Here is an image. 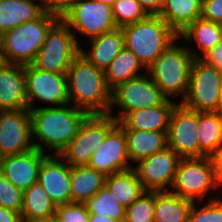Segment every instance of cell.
Listing matches in <instances>:
<instances>
[{"label":"cell","instance_id":"cell-14","mask_svg":"<svg viewBox=\"0 0 222 222\" xmlns=\"http://www.w3.org/2000/svg\"><path fill=\"white\" fill-rule=\"evenodd\" d=\"M198 111L176 104L167 131V147L181 158L199 157L197 138Z\"/></svg>","mask_w":222,"mask_h":222},{"label":"cell","instance_id":"cell-42","mask_svg":"<svg viewBox=\"0 0 222 222\" xmlns=\"http://www.w3.org/2000/svg\"><path fill=\"white\" fill-rule=\"evenodd\" d=\"M0 222H22L21 213L0 205Z\"/></svg>","mask_w":222,"mask_h":222},{"label":"cell","instance_id":"cell-8","mask_svg":"<svg viewBox=\"0 0 222 222\" xmlns=\"http://www.w3.org/2000/svg\"><path fill=\"white\" fill-rule=\"evenodd\" d=\"M221 71L205 59H194L186 97L180 103L198 112L216 111L219 100Z\"/></svg>","mask_w":222,"mask_h":222},{"label":"cell","instance_id":"cell-3","mask_svg":"<svg viewBox=\"0 0 222 222\" xmlns=\"http://www.w3.org/2000/svg\"><path fill=\"white\" fill-rule=\"evenodd\" d=\"M60 16L45 10L39 17L0 35V61L20 65L32 64L47 32Z\"/></svg>","mask_w":222,"mask_h":222},{"label":"cell","instance_id":"cell-13","mask_svg":"<svg viewBox=\"0 0 222 222\" xmlns=\"http://www.w3.org/2000/svg\"><path fill=\"white\" fill-rule=\"evenodd\" d=\"M24 74L29 110L36 108L33 106L36 99L57 107L69 104L66 74L43 71L33 64L24 65Z\"/></svg>","mask_w":222,"mask_h":222},{"label":"cell","instance_id":"cell-7","mask_svg":"<svg viewBox=\"0 0 222 222\" xmlns=\"http://www.w3.org/2000/svg\"><path fill=\"white\" fill-rule=\"evenodd\" d=\"M117 124L112 114L88 115L60 157L70 166L88 165L93 153Z\"/></svg>","mask_w":222,"mask_h":222},{"label":"cell","instance_id":"cell-27","mask_svg":"<svg viewBox=\"0 0 222 222\" xmlns=\"http://www.w3.org/2000/svg\"><path fill=\"white\" fill-rule=\"evenodd\" d=\"M105 186L125 208L146 191L134 168L107 175Z\"/></svg>","mask_w":222,"mask_h":222},{"label":"cell","instance_id":"cell-21","mask_svg":"<svg viewBox=\"0 0 222 222\" xmlns=\"http://www.w3.org/2000/svg\"><path fill=\"white\" fill-rule=\"evenodd\" d=\"M89 52L80 47L79 54L98 69L105 71L112 60L124 47V35L121 28H116L102 35L91 38Z\"/></svg>","mask_w":222,"mask_h":222},{"label":"cell","instance_id":"cell-30","mask_svg":"<svg viewBox=\"0 0 222 222\" xmlns=\"http://www.w3.org/2000/svg\"><path fill=\"white\" fill-rule=\"evenodd\" d=\"M145 68L138 57L130 50L123 47L119 54L112 60L105 70L107 86L113 90L121 83L142 76L139 69Z\"/></svg>","mask_w":222,"mask_h":222},{"label":"cell","instance_id":"cell-47","mask_svg":"<svg viewBox=\"0 0 222 222\" xmlns=\"http://www.w3.org/2000/svg\"><path fill=\"white\" fill-rule=\"evenodd\" d=\"M215 183H216V188L218 185L222 184V168H219L215 172Z\"/></svg>","mask_w":222,"mask_h":222},{"label":"cell","instance_id":"cell-24","mask_svg":"<svg viewBox=\"0 0 222 222\" xmlns=\"http://www.w3.org/2000/svg\"><path fill=\"white\" fill-rule=\"evenodd\" d=\"M107 175L88 165L70 166L72 202L85 203L105 186Z\"/></svg>","mask_w":222,"mask_h":222},{"label":"cell","instance_id":"cell-31","mask_svg":"<svg viewBox=\"0 0 222 222\" xmlns=\"http://www.w3.org/2000/svg\"><path fill=\"white\" fill-rule=\"evenodd\" d=\"M22 219L53 216L57 205L49 198L45 189L36 182L23 191Z\"/></svg>","mask_w":222,"mask_h":222},{"label":"cell","instance_id":"cell-4","mask_svg":"<svg viewBox=\"0 0 222 222\" xmlns=\"http://www.w3.org/2000/svg\"><path fill=\"white\" fill-rule=\"evenodd\" d=\"M121 30L124 35V47L138 57L145 69L179 38L159 15H148L143 20L125 25Z\"/></svg>","mask_w":222,"mask_h":222},{"label":"cell","instance_id":"cell-26","mask_svg":"<svg viewBox=\"0 0 222 222\" xmlns=\"http://www.w3.org/2000/svg\"><path fill=\"white\" fill-rule=\"evenodd\" d=\"M192 201L171 191H155L154 222H188Z\"/></svg>","mask_w":222,"mask_h":222},{"label":"cell","instance_id":"cell-2","mask_svg":"<svg viewBox=\"0 0 222 222\" xmlns=\"http://www.w3.org/2000/svg\"><path fill=\"white\" fill-rule=\"evenodd\" d=\"M29 112L31 135L53 149L55 155H60L69 145L89 115L81 109L66 105L35 108Z\"/></svg>","mask_w":222,"mask_h":222},{"label":"cell","instance_id":"cell-25","mask_svg":"<svg viewBox=\"0 0 222 222\" xmlns=\"http://www.w3.org/2000/svg\"><path fill=\"white\" fill-rule=\"evenodd\" d=\"M202 0H164L159 16L177 33L201 17Z\"/></svg>","mask_w":222,"mask_h":222},{"label":"cell","instance_id":"cell-12","mask_svg":"<svg viewBox=\"0 0 222 222\" xmlns=\"http://www.w3.org/2000/svg\"><path fill=\"white\" fill-rule=\"evenodd\" d=\"M28 108L0 111V156H10L37 148L44 152L42 143H32Z\"/></svg>","mask_w":222,"mask_h":222},{"label":"cell","instance_id":"cell-43","mask_svg":"<svg viewBox=\"0 0 222 222\" xmlns=\"http://www.w3.org/2000/svg\"><path fill=\"white\" fill-rule=\"evenodd\" d=\"M215 172L222 168V142L216 147L215 151L209 156Z\"/></svg>","mask_w":222,"mask_h":222},{"label":"cell","instance_id":"cell-39","mask_svg":"<svg viewBox=\"0 0 222 222\" xmlns=\"http://www.w3.org/2000/svg\"><path fill=\"white\" fill-rule=\"evenodd\" d=\"M78 1L79 0H44V4L46 10L61 16Z\"/></svg>","mask_w":222,"mask_h":222},{"label":"cell","instance_id":"cell-34","mask_svg":"<svg viewBox=\"0 0 222 222\" xmlns=\"http://www.w3.org/2000/svg\"><path fill=\"white\" fill-rule=\"evenodd\" d=\"M111 7L118 28L136 23L148 16L136 0H115Z\"/></svg>","mask_w":222,"mask_h":222},{"label":"cell","instance_id":"cell-45","mask_svg":"<svg viewBox=\"0 0 222 222\" xmlns=\"http://www.w3.org/2000/svg\"><path fill=\"white\" fill-rule=\"evenodd\" d=\"M22 222H58L56 215L42 217V218H34V219H22Z\"/></svg>","mask_w":222,"mask_h":222},{"label":"cell","instance_id":"cell-48","mask_svg":"<svg viewBox=\"0 0 222 222\" xmlns=\"http://www.w3.org/2000/svg\"><path fill=\"white\" fill-rule=\"evenodd\" d=\"M104 4H107L109 6H112V4L114 3L115 0H95Z\"/></svg>","mask_w":222,"mask_h":222},{"label":"cell","instance_id":"cell-11","mask_svg":"<svg viewBox=\"0 0 222 222\" xmlns=\"http://www.w3.org/2000/svg\"><path fill=\"white\" fill-rule=\"evenodd\" d=\"M165 100L166 98L161 94L154 81L149 76L142 75L119 84L111 91L109 114L112 112L111 107L118 105L121 114L119 117L113 116L118 122L128 112L155 107L161 105Z\"/></svg>","mask_w":222,"mask_h":222},{"label":"cell","instance_id":"cell-23","mask_svg":"<svg viewBox=\"0 0 222 222\" xmlns=\"http://www.w3.org/2000/svg\"><path fill=\"white\" fill-rule=\"evenodd\" d=\"M130 161L139 162L167 147V132L123 129Z\"/></svg>","mask_w":222,"mask_h":222},{"label":"cell","instance_id":"cell-10","mask_svg":"<svg viewBox=\"0 0 222 222\" xmlns=\"http://www.w3.org/2000/svg\"><path fill=\"white\" fill-rule=\"evenodd\" d=\"M60 18L89 39L117 28L112 7L95 0H79Z\"/></svg>","mask_w":222,"mask_h":222},{"label":"cell","instance_id":"cell-6","mask_svg":"<svg viewBox=\"0 0 222 222\" xmlns=\"http://www.w3.org/2000/svg\"><path fill=\"white\" fill-rule=\"evenodd\" d=\"M79 52L76 36L60 18L47 32L32 64L43 71L67 74L70 64Z\"/></svg>","mask_w":222,"mask_h":222},{"label":"cell","instance_id":"cell-1","mask_svg":"<svg viewBox=\"0 0 222 222\" xmlns=\"http://www.w3.org/2000/svg\"><path fill=\"white\" fill-rule=\"evenodd\" d=\"M69 103L91 114H109L111 89L105 71L98 69L78 54L67 71Z\"/></svg>","mask_w":222,"mask_h":222},{"label":"cell","instance_id":"cell-28","mask_svg":"<svg viewBox=\"0 0 222 222\" xmlns=\"http://www.w3.org/2000/svg\"><path fill=\"white\" fill-rule=\"evenodd\" d=\"M178 36H183L184 41L189 42L194 39L193 41H196L195 43L203 53L201 59H205L221 42L222 25L200 17L189 24Z\"/></svg>","mask_w":222,"mask_h":222},{"label":"cell","instance_id":"cell-35","mask_svg":"<svg viewBox=\"0 0 222 222\" xmlns=\"http://www.w3.org/2000/svg\"><path fill=\"white\" fill-rule=\"evenodd\" d=\"M188 222H222V200L211 199L200 209H197L193 202Z\"/></svg>","mask_w":222,"mask_h":222},{"label":"cell","instance_id":"cell-32","mask_svg":"<svg viewBox=\"0 0 222 222\" xmlns=\"http://www.w3.org/2000/svg\"><path fill=\"white\" fill-rule=\"evenodd\" d=\"M90 215H102L124 222L126 208L104 186L87 202H85Z\"/></svg>","mask_w":222,"mask_h":222},{"label":"cell","instance_id":"cell-15","mask_svg":"<svg viewBox=\"0 0 222 222\" xmlns=\"http://www.w3.org/2000/svg\"><path fill=\"white\" fill-rule=\"evenodd\" d=\"M181 157L172 149L164 150L144 158L134 167L139 181L146 191H168L174 181Z\"/></svg>","mask_w":222,"mask_h":222},{"label":"cell","instance_id":"cell-44","mask_svg":"<svg viewBox=\"0 0 222 222\" xmlns=\"http://www.w3.org/2000/svg\"><path fill=\"white\" fill-rule=\"evenodd\" d=\"M89 222H121L102 215H90Z\"/></svg>","mask_w":222,"mask_h":222},{"label":"cell","instance_id":"cell-29","mask_svg":"<svg viewBox=\"0 0 222 222\" xmlns=\"http://www.w3.org/2000/svg\"><path fill=\"white\" fill-rule=\"evenodd\" d=\"M199 157L210 156L222 142V115L216 111L198 112Z\"/></svg>","mask_w":222,"mask_h":222},{"label":"cell","instance_id":"cell-17","mask_svg":"<svg viewBox=\"0 0 222 222\" xmlns=\"http://www.w3.org/2000/svg\"><path fill=\"white\" fill-rule=\"evenodd\" d=\"M60 155L48 154L41 163L38 182L58 206L72 202L70 165Z\"/></svg>","mask_w":222,"mask_h":222},{"label":"cell","instance_id":"cell-38","mask_svg":"<svg viewBox=\"0 0 222 222\" xmlns=\"http://www.w3.org/2000/svg\"><path fill=\"white\" fill-rule=\"evenodd\" d=\"M201 18L222 25V0H202Z\"/></svg>","mask_w":222,"mask_h":222},{"label":"cell","instance_id":"cell-18","mask_svg":"<svg viewBox=\"0 0 222 222\" xmlns=\"http://www.w3.org/2000/svg\"><path fill=\"white\" fill-rule=\"evenodd\" d=\"M47 155L34 147L20 154L2 157L0 172L16 188L24 191L38 182L41 163Z\"/></svg>","mask_w":222,"mask_h":222},{"label":"cell","instance_id":"cell-36","mask_svg":"<svg viewBox=\"0 0 222 222\" xmlns=\"http://www.w3.org/2000/svg\"><path fill=\"white\" fill-rule=\"evenodd\" d=\"M23 191L16 188L0 172V205L21 213L23 207Z\"/></svg>","mask_w":222,"mask_h":222},{"label":"cell","instance_id":"cell-9","mask_svg":"<svg viewBox=\"0 0 222 222\" xmlns=\"http://www.w3.org/2000/svg\"><path fill=\"white\" fill-rule=\"evenodd\" d=\"M171 187L175 190L172 193L192 202L204 199L211 188H216L210 157L181 158Z\"/></svg>","mask_w":222,"mask_h":222},{"label":"cell","instance_id":"cell-16","mask_svg":"<svg viewBox=\"0 0 222 222\" xmlns=\"http://www.w3.org/2000/svg\"><path fill=\"white\" fill-rule=\"evenodd\" d=\"M124 130L117 124L91 156L88 166L106 175L132 169Z\"/></svg>","mask_w":222,"mask_h":222},{"label":"cell","instance_id":"cell-33","mask_svg":"<svg viewBox=\"0 0 222 222\" xmlns=\"http://www.w3.org/2000/svg\"><path fill=\"white\" fill-rule=\"evenodd\" d=\"M155 191H145L126 207L124 222H154Z\"/></svg>","mask_w":222,"mask_h":222},{"label":"cell","instance_id":"cell-41","mask_svg":"<svg viewBox=\"0 0 222 222\" xmlns=\"http://www.w3.org/2000/svg\"><path fill=\"white\" fill-rule=\"evenodd\" d=\"M207 62L215 65L222 73V40L205 58Z\"/></svg>","mask_w":222,"mask_h":222},{"label":"cell","instance_id":"cell-19","mask_svg":"<svg viewBox=\"0 0 222 222\" xmlns=\"http://www.w3.org/2000/svg\"><path fill=\"white\" fill-rule=\"evenodd\" d=\"M28 108L24 65L0 61V111Z\"/></svg>","mask_w":222,"mask_h":222},{"label":"cell","instance_id":"cell-5","mask_svg":"<svg viewBox=\"0 0 222 222\" xmlns=\"http://www.w3.org/2000/svg\"><path fill=\"white\" fill-rule=\"evenodd\" d=\"M171 43L146 70L168 100L175 94L185 99L189 87L190 70L194 59H201L197 52L186 46Z\"/></svg>","mask_w":222,"mask_h":222},{"label":"cell","instance_id":"cell-37","mask_svg":"<svg viewBox=\"0 0 222 222\" xmlns=\"http://www.w3.org/2000/svg\"><path fill=\"white\" fill-rule=\"evenodd\" d=\"M58 222H89L90 214L85 203L71 202L56 207Z\"/></svg>","mask_w":222,"mask_h":222},{"label":"cell","instance_id":"cell-22","mask_svg":"<svg viewBox=\"0 0 222 222\" xmlns=\"http://www.w3.org/2000/svg\"><path fill=\"white\" fill-rule=\"evenodd\" d=\"M40 4L34 0H0V35L39 17L46 10L44 0Z\"/></svg>","mask_w":222,"mask_h":222},{"label":"cell","instance_id":"cell-20","mask_svg":"<svg viewBox=\"0 0 222 222\" xmlns=\"http://www.w3.org/2000/svg\"><path fill=\"white\" fill-rule=\"evenodd\" d=\"M175 106L173 101L166 99L161 105L128 112L118 121V125L122 129L167 132L171 112Z\"/></svg>","mask_w":222,"mask_h":222},{"label":"cell","instance_id":"cell-40","mask_svg":"<svg viewBox=\"0 0 222 222\" xmlns=\"http://www.w3.org/2000/svg\"><path fill=\"white\" fill-rule=\"evenodd\" d=\"M148 15H159L164 0H136Z\"/></svg>","mask_w":222,"mask_h":222},{"label":"cell","instance_id":"cell-46","mask_svg":"<svg viewBox=\"0 0 222 222\" xmlns=\"http://www.w3.org/2000/svg\"><path fill=\"white\" fill-rule=\"evenodd\" d=\"M216 112L222 115V79H221V83L219 87V100H218Z\"/></svg>","mask_w":222,"mask_h":222}]
</instances>
